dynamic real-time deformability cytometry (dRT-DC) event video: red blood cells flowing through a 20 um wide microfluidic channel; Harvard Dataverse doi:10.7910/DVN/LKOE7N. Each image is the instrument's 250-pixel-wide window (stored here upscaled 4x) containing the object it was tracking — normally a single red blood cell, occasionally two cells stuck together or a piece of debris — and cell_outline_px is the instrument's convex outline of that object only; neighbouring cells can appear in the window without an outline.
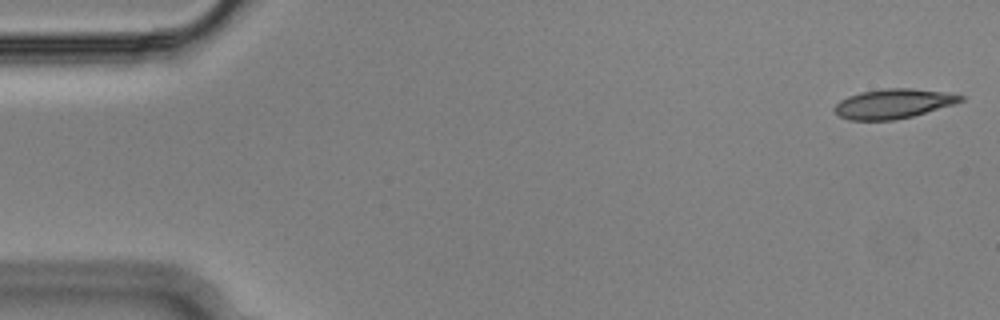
{"species": "Egyptian fruit bat (a non-hibernating species)", "species_latin": "Rousettus aegyptiacus", "temperature_condition": "cold", "stored_images_in_passage": 54, "camera_frame_rate_fps": 3000, "um_per_image_px": 0.085, "animal": {"sex": "male"}, "frame": {"image": 1, "passage_image": 1, "time_ms": 0.0, "image_size_px": [1000, 320], "cell_outline_px": [[964, 100], [956, 104], [912, 116], [892, 120], [848, 120], [832, 112], [832, 108], [840, 100], [848, 96], [860, 92], [884, 88], [912, 88], [948, 92], [964, 96]], "centroid_in_image_um": [75.92, 8.81], "position_along_channel_um": 9.1, "area_um2": 21.96}}
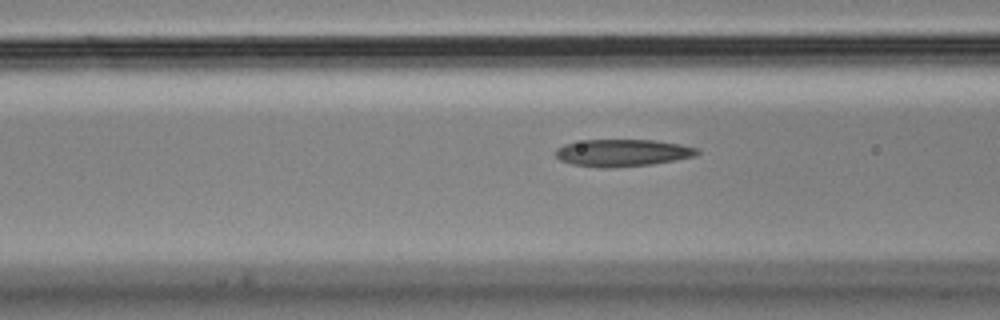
{"frame": {"image": 2, "passage_image": 20, "time_ms": 6.333, "image_size_px": [1000, 320], "cell_outline_px": [[700, 152], [696, 156], [676, 160], [652, 164], [608, 168], [600, 168], [572, 164], [560, 160], [556, 156], [556, 148], [564, 144], [584, 140], [656, 140], [680, 144], [700, 148]], "centroid_in_image_um": [52.94, 12.99], "position_along_channel_um": 113.7, "area_um2": 22.54}}
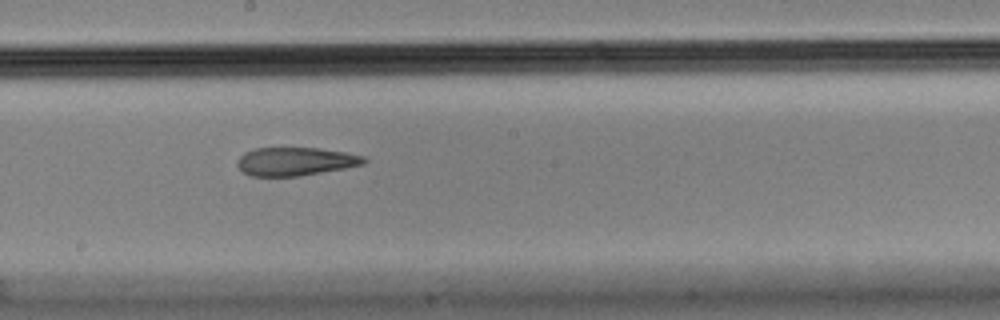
{"frame": {"image": 3, "passage_image": 29, "time_ms": 9.333, "image_size_px": [1000, 320], "cell_outline_px": [[368, 160], [364, 164], [344, 168], [296, 176], [252, 176], [244, 172], [236, 164], [240, 156], [244, 152], [252, 148], [320, 148], [344, 152], [364, 156]], "centroid_in_image_um": [25.1, 13.71], "position_along_channel_um": 223.1, "area_um2": 20.75}, "authors_computed_cell_mechanics": {"area_um2": 22.542, "velocity_mm_per_s": 3.6384, "shape_relaxation_time_tau1_ms": null, "shape_relaxation_time_tau2_ms": 3.1188, "deformation_change_tau1": null, "deformation_change_tau2": 0.1223}}